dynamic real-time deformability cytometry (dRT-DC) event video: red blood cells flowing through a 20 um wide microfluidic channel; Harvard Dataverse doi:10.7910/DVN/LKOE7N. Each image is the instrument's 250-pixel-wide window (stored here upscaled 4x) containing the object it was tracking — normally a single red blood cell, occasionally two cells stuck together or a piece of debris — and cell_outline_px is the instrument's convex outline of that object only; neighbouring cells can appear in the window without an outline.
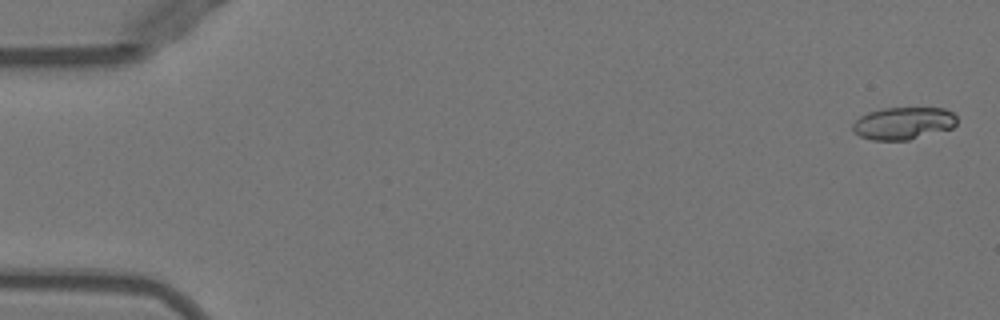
{"species": "Egyptian fruit bat (a non-hibernating species)", "species_latin": "Rousettus aegyptiacus", "temperature_condition": "warm", "stored_images_in_passage": 8, "camera_frame_rate_fps": 3000, "um_per_image_px": 0.085, "animal": {"sex": "female"}, "frame": {"image": 1, "passage_image": 2, "time_ms": 0.333, "image_size_px": [1000, 320], "cell_outline_px": [[956, 124], [952, 128], [908, 140], [872, 140], [860, 136], [852, 132], [852, 124], [860, 116], [868, 112], [884, 108], [944, 108], [952, 112], [956, 116]], "centroid_in_image_um": [76.76, 10.48], "position_along_channel_um": 8.2, "area_um2": 19.65}}